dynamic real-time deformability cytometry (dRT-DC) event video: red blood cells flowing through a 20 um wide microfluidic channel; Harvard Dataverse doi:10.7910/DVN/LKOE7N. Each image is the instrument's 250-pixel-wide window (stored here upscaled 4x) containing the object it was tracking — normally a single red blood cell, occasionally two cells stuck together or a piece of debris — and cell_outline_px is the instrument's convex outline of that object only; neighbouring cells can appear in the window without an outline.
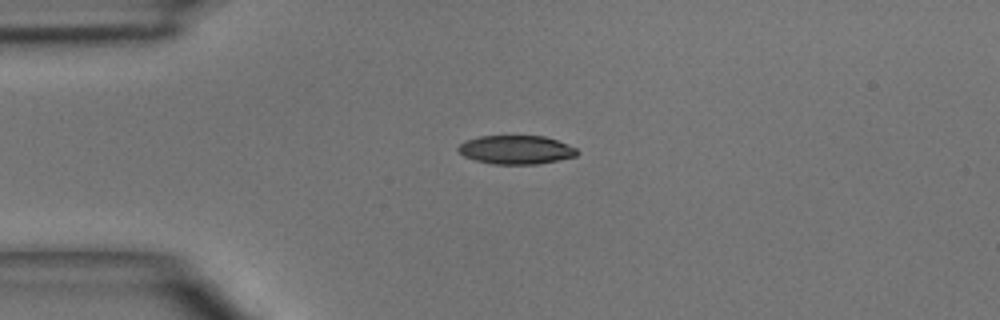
{"species": "common noctule bat (a hibernating species)", "species_latin": "Nyctalus noctula", "temperature_condition": "room temperature", "stored_images_in_passage": 5, "camera_frame_rate_fps": 3000, "um_per_image_px": 0.085, "animal": {"sex": "male", "body_mass_g": 15.6}, "frame": {"image": 1, "passage_image": 4, "time_ms": 3.333, "image_size_px": [1000, 320], "cell_outline_px": [[580, 152], [576, 156], [536, 164], [492, 164], [476, 160], [464, 156], [456, 148], [464, 140], [480, 136], [544, 136], [568, 144], [576, 148]], "centroid_in_image_um": [43.85, 12.72], "position_along_channel_um": 41.1, "area_um2": 19.83}}
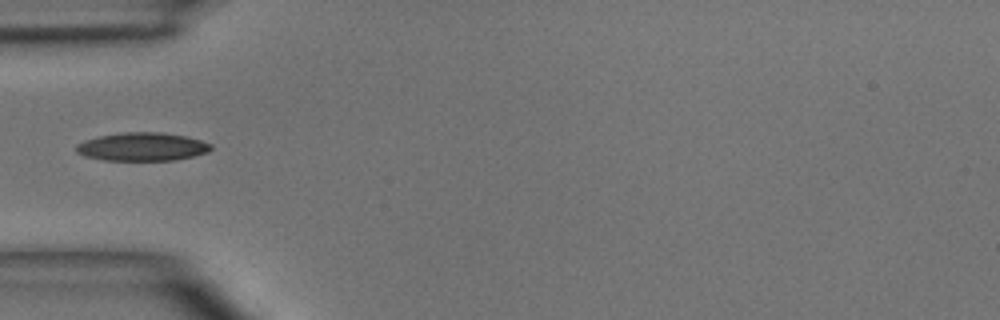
{"frame": {"image": 2, "passage_image": 5, "time_ms": 4.667, "image_size_px": [1000, 320], "cell_outline_px": [[212, 148], [208, 152], [176, 160], [104, 160], [84, 156], [76, 152], [76, 144], [84, 140], [100, 136], [120, 132], [160, 132], [184, 136], [200, 140], [212, 144]], "centroid_in_image_um": [12.07, 12.47], "position_along_channel_um": 72.9, "area_um2": 22.2}}